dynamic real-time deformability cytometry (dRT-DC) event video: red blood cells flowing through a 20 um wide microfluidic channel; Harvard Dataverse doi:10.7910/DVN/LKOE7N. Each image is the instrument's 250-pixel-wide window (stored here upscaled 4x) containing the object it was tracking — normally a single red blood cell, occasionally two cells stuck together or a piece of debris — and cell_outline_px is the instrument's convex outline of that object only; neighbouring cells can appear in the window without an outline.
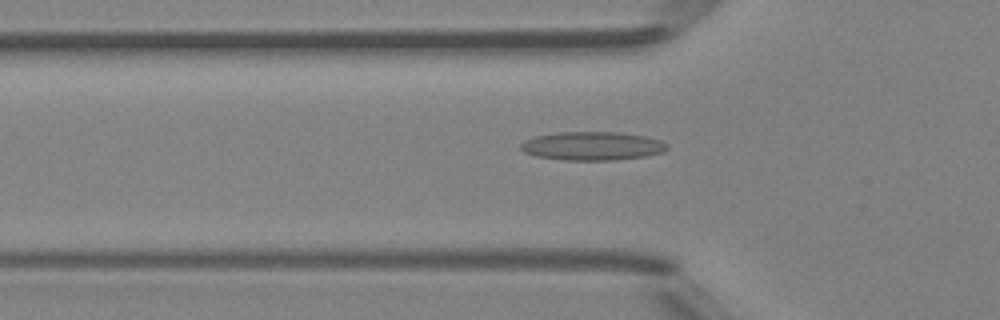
{"species": "Egyptian fruit bat (a non-hibernating species)", "species_latin": "Rousettus aegyptiacus", "temperature_condition": "room temperature", "stored_images_in_passage": 41, "camera_frame_rate_fps": 3000, "um_per_image_px": 0.085, "animal": {"sex": "female"}, "frame": {"image": 1, "passage_image": 10, "time_ms": 3.0, "image_size_px": [1000, 320], "cell_outline_px": [[668, 148], [664, 152], [648, 156], [616, 160], [564, 160], [536, 156], [524, 152], [520, 148], [520, 144], [524, 140], [536, 136], [556, 132], [620, 132], [644, 136], [660, 140], [668, 144]], "centroid_in_image_um": [50.36, 12.41], "position_along_channel_um": 75.4, "area_um2": 24.57}}
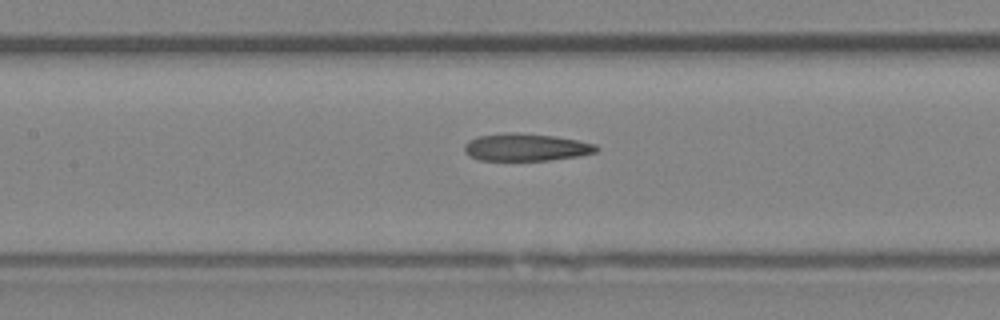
{"frame": {"image": 2, "passage_image": 16, "time_ms": 5.0, "image_size_px": [1000, 320], "cell_outline_px": [[600, 148], [596, 152], [580, 156], [548, 160], [480, 160], [468, 156], [464, 152], [464, 144], [468, 140], [476, 136], [504, 132], [516, 132], [552, 136], [576, 140], [596, 144]], "centroid_in_image_um": [44.66, 12.51], "position_along_channel_um": 162.7, "area_um2": 21.27}}
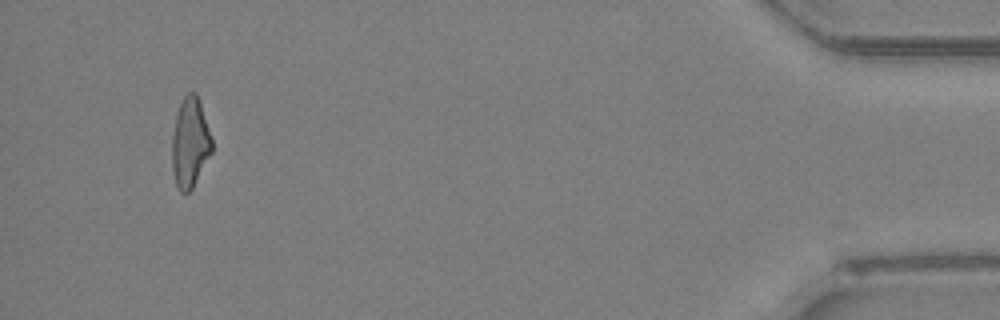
{"frame": {"image": 3, "passage_image": 39, "time_ms": 12.667, "image_size_px": [1000, 320], "cell_outline_px": [[212, 152], [192, 188], [188, 192], [180, 192], [176, 184], [172, 172], [172, 136], [176, 112], [184, 96], [188, 92], [196, 92], [212, 140]], "centroid_in_image_um": [16.13, 12.14], "position_along_channel_um": 419.1, "area_um2": 20.69}, "authors_computed_cell_mechanics": {"area_um2": 21.7328, "velocity_mm_per_s": 4.367, "shape_relaxation_time_tau1_ms": null, "shape_relaxation_time_tau2_ms": 4.4313, "deformation_change_tau1": null, "deformation_change_tau2": 0.1652}}